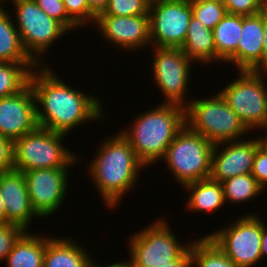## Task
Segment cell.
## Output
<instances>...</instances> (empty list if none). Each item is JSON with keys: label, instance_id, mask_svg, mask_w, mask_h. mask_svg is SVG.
Masks as SVG:
<instances>
[{"label": "cell", "instance_id": "1", "mask_svg": "<svg viewBox=\"0 0 267 267\" xmlns=\"http://www.w3.org/2000/svg\"><path fill=\"white\" fill-rule=\"evenodd\" d=\"M56 75L47 64L38 65L30 74L39 127L67 135L82 123L106 119L100 98L74 89Z\"/></svg>", "mask_w": 267, "mask_h": 267}, {"label": "cell", "instance_id": "2", "mask_svg": "<svg viewBox=\"0 0 267 267\" xmlns=\"http://www.w3.org/2000/svg\"><path fill=\"white\" fill-rule=\"evenodd\" d=\"M89 164V176L107 209L118 207L123 195L137 185L139 171L146 166L129 141L120 133L103 140Z\"/></svg>", "mask_w": 267, "mask_h": 267}, {"label": "cell", "instance_id": "3", "mask_svg": "<svg viewBox=\"0 0 267 267\" xmlns=\"http://www.w3.org/2000/svg\"><path fill=\"white\" fill-rule=\"evenodd\" d=\"M157 105L137 115L130 127L120 131L146 168L165 157L168 146L186 124L182 105L163 102Z\"/></svg>", "mask_w": 267, "mask_h": 267}, {"label": "cell", "instance_id": "4", "mask_svg": "<svg viewBox=\"0 0 267 267\" xmlns=\"http://www.w3.org/2000/svg\"><path fill=\"white\" fill-rule=\"evenodd\" d=\"M185 122L214 145L241 140L250 132L219 91L206 99L191 100L185 107Z\"/></svg>", "mask_w": 267, "mask_h": 267}, {"label": "cell", "instance_id": "5", "mask_svg": "<svg viewBox=\"0 0 267 267\" xmlns=\"http://www.w3.org/2000/svg\"><path fill=\"white\" fill-rule=\"evenodd\" d=\"M66 134L37 127L14 141V170L25 172L41 168H71L77 153L64 147Z\"/></svg>", "mask_w": 267, "mask_h": 267}, {"label": "cell", "instance_id": "6", "mask_svg": "<svg viewBox=\"0 0 267 267\" xmlns=\"http://www.w3.org/2000/svg\"><path fill=\"white\" fill-rule=\"evenodd\" d=\"M213 148V143L185 124L168 146L161 161L168 166L178 184L184 187L210 177Z\"/></svg>", "mask_w": 267, "mask_h": 267}, {"label": "cell", "instance_id": "7", "mask_svg": "<svg viewBox=\"0 0 267 267\" xmlns=\"http://www.w3.org/2000/svg\"><path fill=\"white\" fill-rule=\"evenodd\" d=\"M7 1L12 2L10 4L16 11L12 17H15L14 23L23 48L38 65H44L40 60L42 55L45 56L52 44L69 31L42 11L35 0H1L5 4Z\"/></svg>", "mask_w": 267, "mask_h": 267}, {"label": "cell", "instance_id": "8", "mask_svg": "<svg viewBox=\"0 0 267 267\" xmlns=\"http://www.w3.org/2000/svg\"><path fill=\"white\" fill-rule=\"evenodd\" d=\"M238 78L219 93L246 128L264 129L267 125V83L262 71L238 70ZM263 76V77H262Z\"/></svg>", "mask_w": 267, "mask_h": 267}, {"label": "cell", "instance_id": "9", "mask_svg": "<svg viewBox=\"0 0 267 267\" xmlns=\"http://www.w3.org/2000/svg\"><path fill=\"white\" fill-rule=\"evenodd\" d=\"M132 235L128 245L132 267L169 264L191 244L180 242L163 217Z\"/></svg>", "mask_w": 267, "mask_h": 267}, {"label": "cell", "instance_id": "10", "mask_svg": "<svg viewBox=\"0 0 267 267\" xmlns=\"http://www.w3.org/2000/svg\"><path fill=\"white\" fill-rule=\"evenodd\" d=\"M262 221L256 213L250 212L207 235L237 267H256L262 261Z\"/></svg>", "mask_w": 267, "mask_h": 267}, {"label": "cell", "instance_id": "11", "mask_svg": "<svg viewBox=\"0 0 267 267\" xmlns=\"http://www.w3.org/2000/svg\"><path fill=\"white\" fill-rule=\"evenodd\" d=\"M153 73L152 77L157 89L162 91L163 103L178 104L186 107L189 101L187 86L190 84V73L192 62L181 50V48L153 47Z\"/></svg>", "mask_w": 267, "mask_h": 267}, {"label": "cell", "instance_id": "12", "mask_svg": "<svg viewBox=\"0 0 267 267\" xmlns=\"http://www.w3.org/2000/svg\"><path fill=\"white\" fill-rule=\"evenodd\" d=\"M193 16L190 0H153L150 38L153 47L181 48Z\"/></svg>", "mask_w": 267, "mask_h": 267}, {"label": "cell", "instance_id": "13", "mask_svg": "<svg viewBox=\"0 0 267 267\" xmlns=\"http://www.w3.org/2000/svg\"><path fill=\"white\" fill-rule=\"evenodd\" d=\"M69 168H41L23 172L31 206L41 219L63 206L67 197Z\"/></svg>", "mask_w": 267, "mask_h": 267}, {"label": "cell", "instance_id": "14", "mask_svg": "<svg viewBox=\"0 0 267 267\" xmlns=\"http://www.w3.org/2000/svg\"><path fill=\"white\" fill-rule=\"evenodd\" d=\"M93 25L98 27L97 31L105 38L104 41L111 46L113 44V47L115 45L117 50L136 52L151 44L149 15H98Z\"/></svg>", "mask_w": 267, "mask_h": 267}, {"label": "cell", "instance_id": "15", "mask_svg": "<svg viewBox=\"0 0 267 267\" xmlns=\"http://www.w3.org/2000/svg\"><path fill=\"white\" fill-rule=\"evenodd\" d=\"M260 146V140L257 137L215 144L209 178L223 182L237 175L250 174L256 150Z\"/></svg>", "mask_w": 267, "mask_h": 267}, {"label": "cell", "instance_id": "16", "mask_svg": "<svg viewBox=\"0 0 267 267\" xmlns=\"http://www.w3.org/2000/svg\"><path fill=\"white\" fill-rule=\"evenodd\" d=\"M35 93L28 84L16 95L0 98V135L13 141L38 127Z\"/></svg>", "mask_w": 267, "mask_h": 267}, {"label": "cell", "instance_id": "17", "mask_svg": "<svg viewBox=\"0 0 267 267\" xmlns=\"http://www.w3.org/2000/svg\"><path fill=\"white\" fill-rule=\"evenodd\" d=\"M0 193L5 206L6 223L27 231L32 219L39 216L31 206L23 172L12 170L0 173Z\"/></svg>", "mask_w": 267, "mask_h": 267}, {"label": "cell", "instance_id": "18", "mask_svg": "<svg viewBox=\"0 0 267 267\" xmlns=\"http://www.w3.org/2000/svg\"><path fill=\"white\" fill-rule=\"evenodd\" d=\"M264 10L242 16V33L237 50L225 61L238 70L262 71Z\"/></svg>", "mask_w": 267, "mask_h": 267}, {"label": "cell", "instance_id": "19", "mask_svg": "<svg viewBox=\"0 0 267 267\" xmlns=\"http://www.w3.org/2000/svg\"><path fill=\"white\" fill-rule=\"evenodd\" d=\"M84 248L76 239L50 235L43 267H89L92 258Z\"/></svg>", "mask_w": 267, "mask_h": 267}, {"label": "cell", "instance_id": "20", "mask_svg": "<svg viewBox=\"0 0 267 267\" xmlns=\"http://www.w3.org/2000/svg\"><path fill=\"white\" fill-rule=\"evenodd\" d=\"M49 235L26 231L6 256V267H43Z\"/></svg>", "mask_w": 267, "mask_h": 267}, {"label": "cell", "instance_id": "21", "mask_svg": "<svg viewBox=\"0 0 267 267\" xmlns=\"http://www.w3.org/2000/svg\"><path fill=\"white\" fill-rule=\"evenodd\" d=\"M181 50L193 63L198 62L202 65L216 62L213 30L203 26L192 16Z\"/></svg>", "mask_w": 267, "mask_h": 267}, {"label": "cell", "instance_id": "22", "mask_svg": "<svg viewBox=\"0 0 267 267\" xmlns=\"http://www.w3.org/2000/svg\"><path fill=\"white\" fill-rule=\"evenodd\" d=\"M189 198L186 202L187 211L210 213L217 211L226 204L221 182L210 178L192 182L184 186Z\"/></svg>", "mask_w": 267, "mask_h": 267}, {"label": "cell", "instance_id": "23", "mask_svg": "<svg viewBox=\"0 0 267 267\" xmlns=\"http://www.w3.org/2000/svg\"><path fill=\"white\" fill-rule=\"evenodd\" d=\"M4 6L0 2V62L36 63L23 48L12 13L8 14Z\"/></svg>", "mask_w": 267, "mask_h": 267}, {"label": "cell", "instance_id": "24", "mask_svg": "<svg viewBox=\"0 0 267 267\" xmlns=\"http://www.w3.org/2000/svg\"><path fill=\"white\" fill-rule=\"evenodd\" d=\"M242 33V15L227 13L213 29L216 62L225 61L237 50Z\"/></svg>", "mask_w": 267, "mask_h": 267}, {"label": "cell", "instance_id": "25", "mask_svg": "<svg viewBox=\"0 0 267 267\" xmlns=\"http://www.w3.org/2000/svg\"><path fill=\"white\" fill-rule=\"evenodd\" d=\"M190 258L191 267H237L208 235L191 241Z\"/></svg>", "mask_w": 267, "mask_h": 267}, {"label": "cell", "instance_id": "26", "mask_svg": "<svg viewBox=\"0 0 267 267\" xmlns=\"http://www.w3.org/2000/svg\"><path fill=\"white\" fill-rule=\"evenodd\" d=\"M37 63L0 62V98L16 95L28 84Z\"/></svg>", "mask_w": 267, "mask_h": 267}, {"label": "cell", "instance_id": "27", "mask_svg": "<svg viewBox=\"0 0 267 267\" xmlns=\"http://www.w3.org/2000/svg\"><path fill=\"white\" fill-rule=\"evenodd\" d=\"M226 203L236 204L255 199L264 188L250 174L237 175L221 182Z\"/></svg>", "mask_w": 267, "mask_h": 267}, {"label": "cell", "instance_id": "28", "mask_svg": "<svg viewBox=\"0 0 267 267\" xmlns=\"http://www.w3.org/2000/svg\"><path fill=\"white\" fill-rule=\"evenodd\" d=\"M193 16L205 27L213 30L227 14L223 3L210 0H190Z\"/></svg>", "mask_w": 267, "mask_h": 267}, {"label": "cell", "instance_id": "29", "mask_svg": "<svg viewBox=\"0 0 267 267\" xmlns=\"http://www.w3.org/2000/svg\"><path fill=\"white\" fill-rule=\"evenodd\" d=\"M151 0H109L99 15L137 16L149 15Z\"/></svg>", "mask_w": 267, "mask_h": 267}, {"label": "cell", "instance_id": "30", "mask_svg": "<svg viewBox=\"0 0 267 267\" xmlns=\"http://www.w3.org/2000/svg\"><path fill=\"white\" fill-rule=\"evenodd\" d=\"M67 15L81 28L96 22L97 15L90 9L87 0H63Z\"/></svg>", "mask_w": 267, "mask_h": 267}, {"label": "cell", "instance_id": "31", "mask_svg": "<svg viewBox=\"0 0 267 267\" xmlns=\"http://www.w3.org/2000/svg\"><path fill=\"white\" fill-rule=\"evenodd\" d=\"M37 5L48 16L61 23L68 31H74L80 27L67 15L63 0H35ZM74 29V30H73Z\"/></svg>", "mask_w": 267, "mask_h": 267}, {"label": "cell", "instance_id": "32", "mask_svg": "<svg viewBox=\"0 0 267 267\" xmlns=\"http://www.w3.org/2000/svg\"><path fill=\"white\" fill-rule=\"evenodd\" d=\"M25 232L23 228L14 224H0V262L5 261L6 256Z\"/></svg>", "mask_w": 267, "mask_h": 267}, {"label": "cell", "instance_id": "33", "mask_svg": "<svg viewBox=\"0 0 267 267\" xmlns=\"http://www.w3.org/2000/svg\"><path fill=\"white\" fill-rule=\"evenodd\" d=\"M224 6L229 14L252 16L261 13L267 4L263 0H225Z\"/></svg>", "mask_w": 267, "mask_h": 267}, {"label": "cell", "instance_id": "34", "mask_svg": "<svg viewBox=\"0 0 267 267\" xmlns=\"http://www.w3.org/2000/svg\"><path fill=\"white\" fill-rule=\"evenodd\" d=\"M251 175L266 190L267 186V151L260 146L255 153Z\"/></svg>", "mask_w": 267, "mask_h": 267}, {"label": "cell", "instance_id": "35", "mask_svg": "<svg viewBox=\"0 0 267 267\" xmlns=\"http://www.w3.org/2000/svg\"><path fill=\"white\" fill-rule=\"evenodd\" d=\"M14 170V141L0 135V173Z\"/></svg>", "mask_w": 267, "mask_h": 267}, {"label": "cell", "instance_id": "36", "mask_svg": "<svg viewBox=\"0 0 267 267\" xmlns=\"http://www.w3.org/2000/svg\"><path fill=\"white\" fill-rule=\"evenodd\" d=\"M157 267H191L190 245L176 259L169 261V264Z\"/></svg>", "mask_w": 267, "mask_h": 267}, {"label": "cell", "instance_id": "37", "mask_svg": "<svg viewBox=\"0 0 267 267\" xmlns=\"http://www.w3.org/2000/svg\"><path fill=\"white\" fill-rule=\"evenodd\" d=\"M264 39L262 52V70L267 67V7L264 9Z\"/></svg>", "mask_w": 267, "mask_h": 267}, {"label": "cell", "instance_id": "38", "mask_svg": "<svg viewBox=\"0 0 267 267\" xmlns=\"http://www.w3.org/2000/svg\"><path fill=\"white\" fill-rule=\"evenodd\" d=\"M90 9L98 16L108 5L109 0H87Z\"/></svg>", "mask_w": 267, "mask_h": 267}, {"label": "cell", "instance_id": "39", "mask_svg": "<svg viewBox=\"0 0 267 267\" xmlns=\"http://www.w3.org/2000/svg\"><path fill=\"white\" fill-rule=\"evenodd\" d=\"M129 261H116L115 263H109L107 264L106 266H101L99 265V263L95 262V260H91L90 264H89V267H132V264H131V260L130 258L128 259Z\"/></svg>", "mask_w": 267, "mask_h": 267}, {"label": "cell", "instance_id": "40", "mask_svg": "<svg viewBox=\"0 0 267 267\" xmlns=\"http://www.w3.org/2000/svg\"><path fill=\"white\" fill-rule=\"evenodd\" d=\"M261 243V258L263 260L267 257V226L264 222H262Z\"/></svg>", "mask_w": 267, "mask_h": 267}, {"label": "cell", "instance_id": "41", "mask_svg": "<svg viewBox=\"0 0 267 267\" xmlns=\"http://www.w3.org/2000/svg\"><path fill=\"white\" fill-rule=\"evenodd\" d=\"M6 223L5 206L0 193V224Z\"/></svg>", "mask_w": 267, "mask_h": 267}, {"label": "cell", "instance_id": "42", "mask_svg": "<svg viewBox=\"0 0 267 267\" xmlns=\"http://www.w3.org/2000/svg\"><path fill=\"white\" fill-rule=\"evenodd\" d=\"M258 138L260 140V145L267 151V134L266 136L263 135L261 137L259 136Z\"/></svg>", "mask_w": 267, "mask_h": 267}, {"label": "cell", "instance_id": "43", "mask_svg": "<svg viewBox=\"0 0 267 267\" xmlns=\"http://www.w3.org/2000/svg\"><path fill=\"white\" fill-rule=\"evenodd\" d=\"M210 1H217V2H220V3H223L225 2V0H210Z\"/></svg>", "mask_w": 267, "mask_h": 267}, {"label": "cell", "instance_id": "44", "mask_svg": "<svg viewBox=\"0 0 267 267\" xmlns=\"http://www.w3.org/2000/svg\"><path fill=\"white\" fill-rule=\"evenodd\" d=\"M262 72L267 76V67L262 70Z\"/></svg>", "mask_w": 267, "mask_h": 267}, {"label": "cell", "instance_id": "45", "mask_svg": "<svg viewBox=\"0 0 267 267\" xmlns=\"http://www.w3.org/2000/svg\"><path fill=\"white\" fill-rule=\"evenodd\" d=\"M264 131H265V133H267L266 131H267V125H266V127L263 129Z\"/></svg>", "mask_w": 267, "mask_h": 267}]
</instances>
